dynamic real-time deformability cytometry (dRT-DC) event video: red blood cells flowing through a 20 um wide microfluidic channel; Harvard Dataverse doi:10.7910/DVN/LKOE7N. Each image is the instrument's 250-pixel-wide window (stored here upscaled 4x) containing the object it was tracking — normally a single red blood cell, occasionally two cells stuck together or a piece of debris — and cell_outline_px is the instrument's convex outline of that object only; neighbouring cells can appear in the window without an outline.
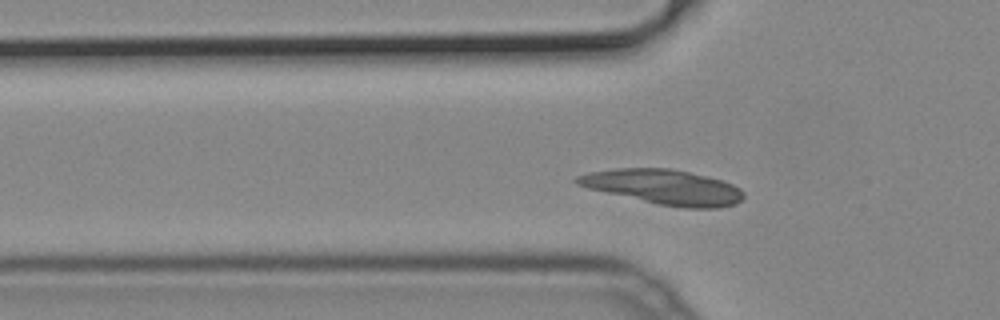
{"species": "common noctule bat (a hibernating species)", "species_latin": "Nyctalus noctula", "temperature_condition": "cold", "stored_images_in_passage": 46, "camera_frame_rate_fps": 3000, "um_per_image_px": 0.085, "animal": {"sex": "male", "body_mass_g": 19.2, "forearm_length_mm": 51.8}, "frame": {"image": 1, "passage_image": 10, "time_ms": 3.0, "image_size_px": [1000, 320], "cell_outline_px": [[744, 196], [736, 204], [716, 208], [684, 208], [656, 204], [588, 188], [576, 184], [572, 180], [576, 176], [588, 172], [616, 168], [672, 168], [708, 176], [732, 184], [740, 188], [744, 192]], "centroid_in_image_um": [56.4, 15.89], "position_along_channel_um": 69.4, "area_um2": 33.99}}
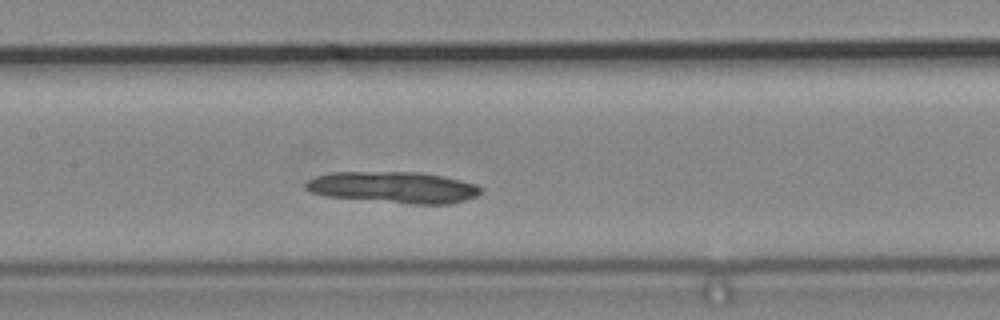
{"frame": {"image": 2, "passage_image": 18, "time_ms": 5.667, "image_size_px": [1000, 320], "cell_outline_px": [[484, 188], [476, 196], [464, 200], [448, 204], [408, 204], [324, 196], [308, 192], [304, 188], [304, 184], [308, 180], [316, 176], [332, 172], [420, 172], [440, 176], [476, 184]], "centroid_in_image_um": [33.39, 15.93], "position_along_channel_um": 174.0, "area_um2": 32.14}}
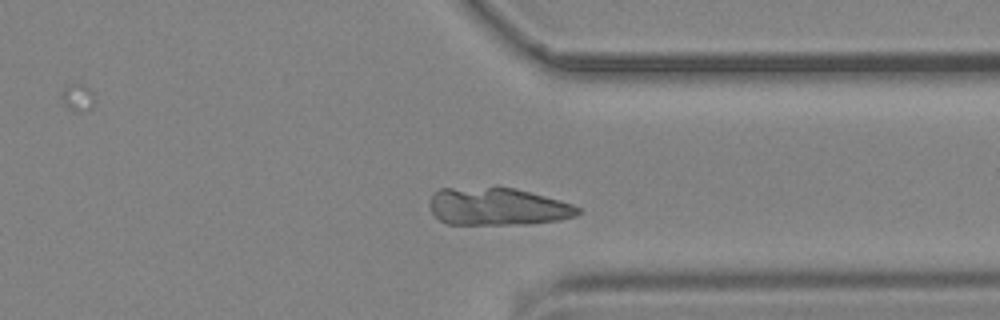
{"frame": {"image": 3, "passage_image": 33, "time_ms": 10.667, "image_size_px": [1000, 320], "cell_outline_px": [[584, 212], [576, 216], [560, 220], [528, 224], [448, 224], [440, 220], [432, 212], [428, 204], [432, 192], [440, 188], [512, 188], [560, 200], [572, 204], [580, 208]], "centroid_in_image_um": [42.29, 17.57], "position_along_channel_um": 369.1, "area_um2": 32.43}}